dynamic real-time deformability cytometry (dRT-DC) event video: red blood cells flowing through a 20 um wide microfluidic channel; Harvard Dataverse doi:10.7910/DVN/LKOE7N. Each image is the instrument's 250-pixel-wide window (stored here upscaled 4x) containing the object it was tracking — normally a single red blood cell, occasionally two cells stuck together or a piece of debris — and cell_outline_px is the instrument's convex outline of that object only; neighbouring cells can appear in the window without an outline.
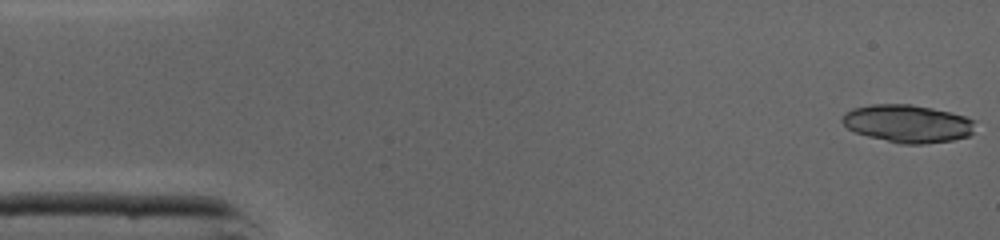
{"species": "common noctule bat (a hibernating species)", "species_latin": "Nyctalus noctula", "temperature_condition": "cold", "stored_images_in_passage": 45, "camera_frame_rate_fps": 3000, "um_per_image_px": 0.085, "animal": {"sex": "male", "body_mass_g": 19.0, "forearm_length_mm": 50.8}, "frame": {"image": 1, "passage_image": 1, "time_ms": 0.0, "image_size_px": [1000, 240], "cell_outline_px": [[976, 120], [972, 132], [968, 136], [952, 140], [924, 144], [900, 144], [868, 136], [856, 132], [848, 128], [840, 120], [844, 112], [852, 108], [872, 104], [912, 104], [932, 108], [964, 116]], "centroid_in_image_um": [77.13, 10.5], "position_along_channel_um": 7.9, "area_um2": 29.3}}
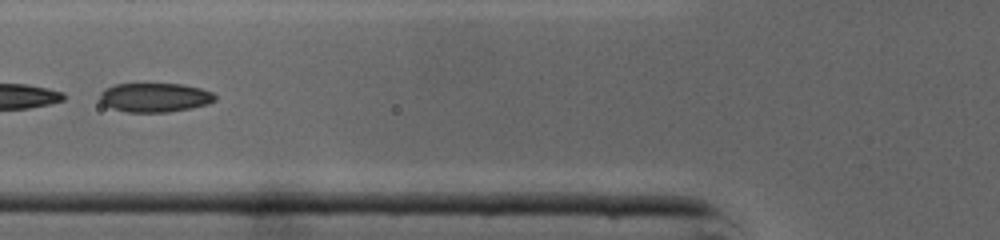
{"frame": {"image": 2, "passage_image": 17, "time_ms": 5.333, "image_size_px": [1000, 240], "cell_outline_px": [[216, 100], [208, 104], [192, 108], [168, 112], [128, 112], [112, 108], [104, 104], [100, 100], [100, 92], [104, 88], [116, 84], [180, 84], [200, 88], [212, 92], [216, 96]], "centroid_in_image_um": [13.17, 8.28], "position_along_channel_um": 112.6, "area_um2": 19.54}}
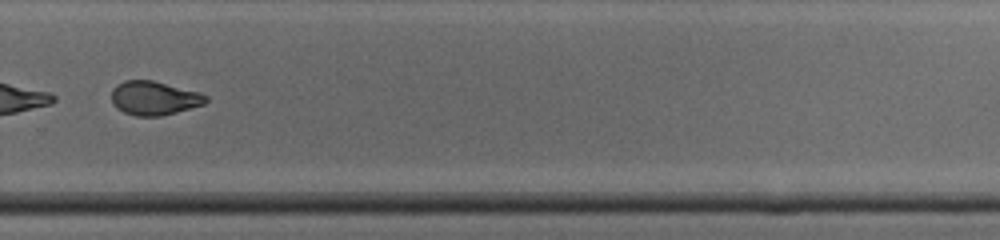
{"frame": {"image": 3, "passage_image": 31, "time_ms": 10.0, "image_size_px": [1000, 240], "cell_outline_px": [[208, 100], [204, 104], [176, 112], [160, 116], [136, 116], [124, 112], [116, 108], [112, 104], [112, 88], [116, 84], [124, 80], [152, 80], [200, 92], [208, 96]], "centroid_in_image_um": [13.09, 8.33], "position_along_channel_um": 316.7, "area_um2": 18.73}, "authors_computed_cell_mechanics": {"area_um2": 28.3798, "velocity_mm_per_s": 4.3848, "shape_relaxation_time_tau1_ms": null, "shape_relaxation_time_tau2_ms": 1.4793, "deformation_change_tau1": null, "deformation_change_tau2": 0.0698}}